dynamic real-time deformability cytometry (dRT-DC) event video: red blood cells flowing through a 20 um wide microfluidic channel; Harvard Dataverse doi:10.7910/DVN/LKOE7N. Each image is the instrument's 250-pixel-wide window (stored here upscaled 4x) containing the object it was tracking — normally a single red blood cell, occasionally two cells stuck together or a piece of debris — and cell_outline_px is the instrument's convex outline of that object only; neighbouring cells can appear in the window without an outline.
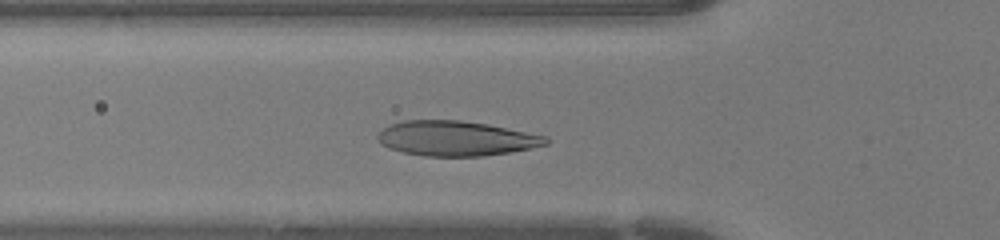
{"species": "human", "species_latin": "Homo sapiens", "temperature_condition": "warm", "stored_images_in_passage": 28, "camera_frame_rate_fps": 3000, "um_per_image_px": 0.085, "donor": {"sex": "female"}, "frame": {"image": 1, "passage_image": 7, "time_ms": 2.0, "image_size_px": [1000, 240], "cell_outline_px": [[548, 144], [512, 152], [484, 156], [424, 156], [404, 152], [388, 148], [380, 144], [376, 140], [376, 136], [388, 124], [404, 120], [460, 120], [488, 124], [548, 136]], "centroid_in_image_um": [38.74, 11.76], "position_along_channel_um": 87.1, "area_um2": 34.45}}
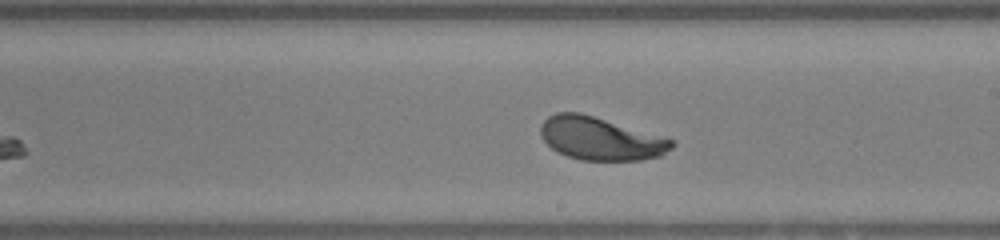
{"frame": {"image": 2, "passage_image": 17, "time_ms": 5.333, "image_size_px": [1000, 240], "cell_outline_px": [[676, 144], [672, 148], [660, 156], [640, 160], [580, 160], [556, 152], [540, 136], [540, 124], [548, 116], [556, 112], [580, 112], [668, 136], [676, 140]], "centroid_in_image_um": [51.1, 11.76], "position_along_channel_um": 237.9, "area_um2": 33.52}}
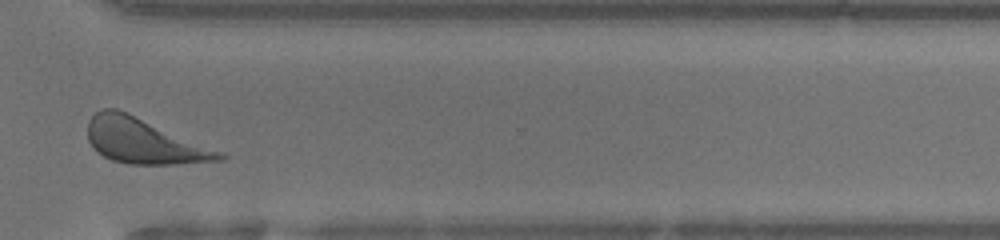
{"frame": {"image": 3, "passage_image": 25, "time_ms": 8.0, "image_size_px": [1000, 240], "cell_outline_px": [[228, 156], [224, 160], [176, 164], [128, 164], [112, 160], [96, 152], [92, 148], [88, 140], [88, 120], [96, 112], [104, 108], [116, 108], [128, 112], [224, 152]], "centroid_in_image_um": [12.24, 11.99], "position_along_channel_um": 358.4, "area_um2": 34.91}}